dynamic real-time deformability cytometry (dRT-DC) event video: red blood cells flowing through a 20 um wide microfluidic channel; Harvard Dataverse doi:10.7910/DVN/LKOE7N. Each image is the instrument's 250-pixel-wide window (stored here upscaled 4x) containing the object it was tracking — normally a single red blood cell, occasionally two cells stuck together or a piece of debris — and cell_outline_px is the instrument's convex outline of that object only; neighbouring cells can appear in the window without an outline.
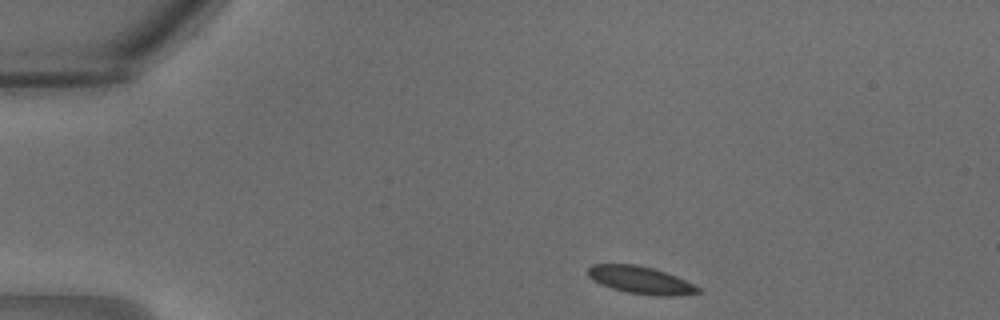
{"species": "common noctule bat (a hibernating species)", "species_latin": "Nyctalus noctula", "temperature_condition": "warm", "stored_images_in_passage": 9, "camera_frame_rate_fps": 3000, "um_per_image_px": 0.085, "animal": {"sex": "male", "body_mass_g": 18.8}, "frame": {"image": 1, "passage_image": 1, "time_ms": 0.0, "image_size_px": [1000, 320], "cell_outline_px": [[700, 292], [676, 296], [656, 296], [628, 292], [612, 288], [600, 284], [592, 280], [588, 276], [588, 268], [592, 264], [636, 264], [652, 268], [676, 276], [700, 288]], "centroid_in_image_um": [54.42, 23.8], "position_along_channel_um": 30.6, "area_um2": 17.46}}
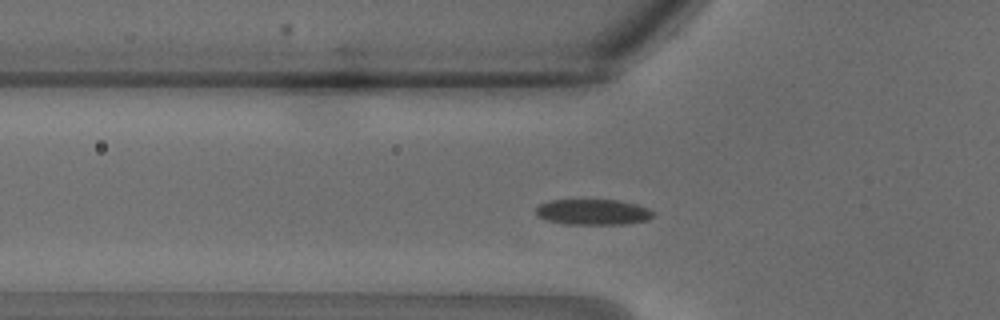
{"frame": {"image": 2, "passage_image": 6, "time_ms": 1.667, "image_size_px": [1000, 320], "cell_outline_px": [[656, 216], [648, 220], [624, 224], [568, 224], [544, 220], [536, 216], [536, 208], [540, 204], [548, 200], [620, 200], [636, 204], [648, 208], [656, 212]], "centroid_in_image_um": [50.43, 18.02], "position_along_channel_um": 75.4, "area_um2": 17.8}}
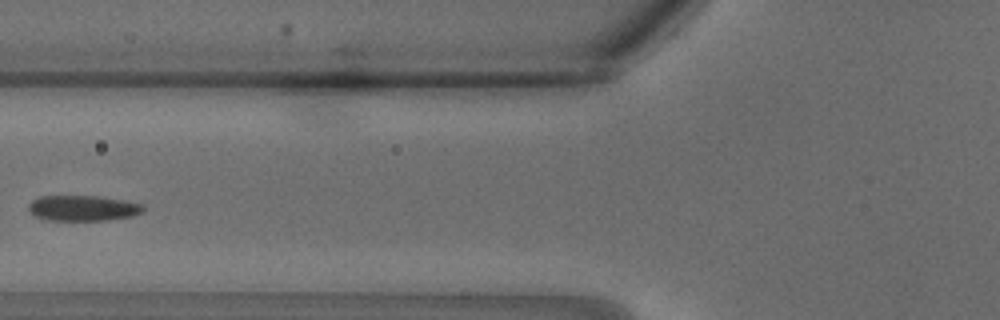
{"frame": {"image": 3, "passage_image": 8, "time_ms": 2.333, "image_size_px": [1000, 320], "cell_outline_px": [[144, 212], [132, 216], [108, 220], [44, 220], [32, 216], [28, 208], [28, 204], [32, 200], [40, 196], [100, 196], [124, 200], [144, 204]], "centroid_in_image_um": [7.03, 17.69], "position_along_channel_um": 118.8, "area_um2": 17.34}}